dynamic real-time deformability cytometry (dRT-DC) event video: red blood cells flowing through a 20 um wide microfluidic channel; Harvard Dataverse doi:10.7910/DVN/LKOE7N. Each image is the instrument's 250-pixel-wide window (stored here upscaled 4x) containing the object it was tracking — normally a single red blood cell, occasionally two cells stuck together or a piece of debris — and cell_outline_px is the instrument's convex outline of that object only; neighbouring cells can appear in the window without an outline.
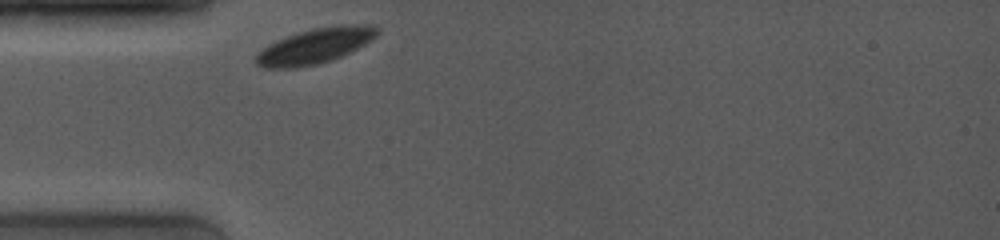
{"species": "common noctule bat (a hibernating species)", "species_latin": "Nyctalus noctula", "temperature_condition": "room temperature", "stored_images_in_passage": 1, "camera_frame_rate_fps": 4000, "um_per_image_px": 0.085, "animal": {"sex": "female", "body_mass_g": 19.0, "forearm_length_mm": 53.3}, "frame": {"image": 1, "passage_image": 1, "time_ms": 0.0, "image_size_px": [1000, 240], "cell_outline_px": [[380, 32], [372, 40], [332, 60], [316, 64], [292, 68], [264, 68], [256, 64], [256, 52], [268, 44], [288, 36], [312, 28], [340, 24], [364, 24], [380, 28]], "centroid_in_image_um": [26.78, 3.89], "position_along_channel_um": 58.2, "area_um2": 24.8}}